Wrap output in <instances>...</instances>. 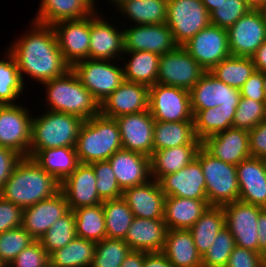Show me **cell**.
I'll return each instance as SVG.
<instances>
[{"label": "cell", "mask_w": 266, "mask_h": 267, "mask_svg": "<svg viewBox=\"0 0 266 267\" xmlns=\"http://www.w3.org/2000/svg\"><path fill=\"white\" fill-rule=\"evenodd\" d=\"M29 28L31 29L16 38L11 47H8V51L14 56L23 82L25 79L23 75L26 74L42 84L64 75L71 69L58 47L52 26L33 21Z\"/></svg>", "instance_id": "obj_1"}, {"label": "cell", "mask_w": 266, "mask_h": 267, "mask_svg": "<svg viewBox=\"0 0 266 267\" xmlns=\"http://www.w3.org/2000/svg\"><path fill=\"white\" fill-rule=\"evenodd\" d=\"M59 191L60 182L33 158L22 157L0 190V196L25 209L51 198Z\"/></svg>", "instance_id": "obj_2"}, {"label": "cell", "mask_w": 266, "mask_h": 267, "mask_svg": "<svg viewBox=\"0 0 266 267\" xmlns=\"http://www.w3.org/2000/svg\"><path fill=\"white\" fill-rule=\"evenodd\" d=\"M46 87L47 110L63 112L88 120L100 113V104L69 69L64 75L42 83ZM50 107V108H49Z\"/></svg>", "instance_id": "obj_3"}, {"label": "cell", "mask_w": 266, "mask_h": 267, "mask_svg": "<svg viewBox=\"0 0 266 267\" xmlns=\"http://www.w3.org/2000/svg\"><path fill=\"white\" fill-rule=\"evenodd\" d=\"M75 148L80 163L91 164L108 160L122 149L121 135L115 118L99 113L83 121Z\"/></svg>", "instance_id": "obj_4"}, {"label": "cell", "mask_w": 266, "mask_h": 267, "mask_svg": "<svg viewBox=\"0 0 266 267\" xmlns=\"http://www.w3.org/2000/svg\"><path fill=\"white\" fill-rule=\"evenodd\" d=\"M41 114L32 117L30 158L39 150L76 146L79 129L84 120L78 116L57 111L44 110Z\"/></svg>", "instance_id": "obj_5"}, {"label": "cell", "mask_w": 266, "mask_h": 267, "mask_svg": "<svg viewBox=\"0 0 266 267\" xmlns=\"http://www.w3.org/2000/svg\"><path fill=\"white\" fill-rule=\"evenodd\" d=\"M206 181V195L210 206H224L239 200L236 165L226 163L201 146L196 154Z\"/></svg>", "instance_id": "obj_6"}, {"label": "cell", "mask_w": 266, "mask_h": 267, "mask_svg": "<svg viewBox=\"0 0 266 267\" xmlns=\"http://www.w3.org/2000/svg\"><path fill=\"white\" fill-rule=\"evenodd\" d=\"M114 63V60L88 58L71 67L100 105L125 81L123 66Z\"/></svg>", "instance_id": "obj_7"}, {"label": "cell", "mask_w": 266, "mask_h": 267, "mask_svg": "<svg viewBox=\"0 0 266 267\" xmlns=\"http://www.w3.org/2000/svg\"><path fill=\"white\" fill-rule=\"evenodd\" d=\"M166 24L175 43L183 46L210 24V14L201 0H168Z\"/></svg>", "instance_id": "obj_8"}, {"label": "cell", "mask_w": 266, "mask_h": 267, "mask_svg": "<svg viewBox=\"0 0 266 267\" xmlns=\"http://www.w3.org/2000/svg\"><path fill=\"white\" fill-rule=\"evenodd\" d=\"M148 110L155 121H193L189 90L180 87L150 86Z\"/></svg>", "instance_id": "obj_9"}, {"label": "cell", "mask_w": 266, "mask_h": 267, "mask_svg": "<svg viewBox=\"0 0 266 267\" xmlns=\"http://www.w3.org/2000/svg\"><path fill=\"white\" fill-rule=\"evenodd\" d=\"M206 72L183 46H177L160 56L157 83L190 91Z\"/></svg>", "instance_id": "obj_10"}, {"label": "cell", "mask_w": 266, "mask_h": 267, "mask_svg": "<svg viewBox=\"0 0 266 267\" xmlns=\"http://www.w3.org/2000/svg\"><path fill=\"white\" fill-rule=\"evenodd\" d=\"M28 107L0 105V146L29 157L32 115Z\"/></svg>", "instance_id": "obj_11"}, {"label": "cell", "mask_w": 266, "mask_h": 267, "mask_svg": "<svg viewBox=\"0 0 266 267\" xmlns=\"http://www.w3.org/2000/svg\"><path fill=\"white\" fill-rule=\"evenodd\" d=\"M230 54L251 57L266 41V19L262 9H251L227 29Z\"/></svg>", "instance_id": "obj_12"}, {"label": "cell", "mask_w": 266, "mask_h": 267, "mask_svg": "<svg viewBox=\"0 0 266 267\" xmlns=\"http://www.w3.org/2000/svg\"><path fill=\"white\" fill-rule=\"evenodd\" d=\"M222 208L225 213V226L234 237L235 244L259 252L257 222L264 208L241 200L225 204Z\"/></svg>", "instance_id": "obj_13"}, {"label": "cell", "mask_w": 266, "mask_h": 267, "mask_svg": "<svg viewBox=\"0 0 266 267\" xmlns=\"http://www.w3.org/2000/svg\"><path fill=\"white\" fill-rule=\"evenodd\" d=\"M183 47L206 71H210L215 65L231 55L227 29L211 23L192 37Z\"/></svg>", "instance_id": "obj_14"}, {"label": "cell", "mask_w": 266, "mask_h": 267, "mask_svg": "<svg viewBox=\"0 0 266 267\" xmlns=\"http://www.w3.org/2000/svg\"><path fill=\"white\" fill-rule=\"evenodd\" d=\"M131 25L123 29L124 52L148 51L161 56L178 46L166 23Z\"/></svg>", "instance_id": "obj_15"}, {"label": "cell", "mask_w": 266, "mask_h": 267, "mask_svg": "<svg viewBox=\"0 0 266 267\" xmlns=\"http://www.w3.org/2000/svg\"><path fill=\"white\" fill-rule=\"evenodd\" d=\"M52 27L63 58L71 67L76 62L89 58L90 15L57 22Z\"/></svg>", "instance_id": "obj_16"}, {"label": "cell", "mask_w": 266, "mask_h": 267, "mask_svg": "<svg viewBox=\"0 0 266 267\" xmlns=\"http://www.w3.org/2000/svg\"><path fill=\"white\" fill-rule=\"evenodd\" d=\"M190 103L193 115L199 110L217 106L237 107L240 90L226 85L209 71L190 89Z\"/></svg>", "instance_id": "obj_17"}, {"label": "cell", "mask_w": 266, "mask_h": 267, "mask_svg": "<svg viewBox=\"0 0 266 267\" xmlns=\"http://www.w3.org/2000/svg\"><path fill=\"white\" fill-rule=\"evenodd\" d=\"M107 20L98 11L90 14L89 59L115 61L124 56L123 29Z\"/></svg>", "instance_id": "obj_18"}, {"label": "cell", "mask_w": 266, "mask_h": 267, "mask_svg": "<svg viewBox=\"0 0 266 267\" xmlns=\"http://www.w3.org/2000/svg\"><path fill=\"white\" fill-rule=\"evenodd\" d=\"M115 120L119 127L122 148L151 157L154 152L153 129L155 120L150 111L123 115L116 117Z\"/></svg>", "instance_id": "obj_19"}, {"label": "cell", "mask_w": 266, "mask_h": 267, "mask_svg": "<svg viewBox=\"0 0 266 267\" xmlns=\"http://www.w3.org/2000/svg\"><path fill=\"white\" fill-rule=\"evenodd\" d=\"M149 87L124 81L100 105V113L109 118L136 114L148 110Z\"/></svg>", "instance_id": "obj_20"}, {"label": "cell", "mask_w": 266, "mask_h": 267, "mask_svg": "<svg viewBox=\"0 0 266 267\" xmlns=\"http://www.w3.org/2000/svg\"><path fill=\"white\" fill-rule=\"evenodd\" d=\"M64 193L60 190L51 198L23 209L22 227L39 240L55 221L69 211Z\"/></svg>", "instance_id": "obj_21"}, {"label": "cell", "mask_w": 266, "mask_h": 267, "mask_svg": "<svg viewBox=\"0 0 266 267\" xmlns=\"http://www.w3.org/2000/svg\"><path fill=\"white\" fill-rule=\"evenodd\" d=\"M165 196L207 199L206 181L197 158L179 171L158 180Z\"/></svg>", "instance_id": "obj_22"}, {"label": "cell", "mask_w": 266, "mask_h": 267, "mask_svg": "<svg viewBox=\"0 0 266 267\" xmlns=\"http://www.w3.org/2000/svg\"><path fill=\"white\" fill-rule=\"evenodd\" d=\"M97 178L90 164L80 163L78 167L60 184L69 209L103 203L96 188Z\"/></svg>", "instance_id": "obj_23"}, {"label": "cell", "mask_w": 266, "mask_h": 267, "mask_svg": "<svg viewBox=\"0 0 266 267\" xmlns=\"http://www.w3.org/2000/svg\"><path fill=\"white\" fill-rule=\"evenodd\" d=\"M202 146L215 158L232 165L251 157L249 133L244 129L231 127L208 136L202 141Z\"/></svg>", "instance_id": "obj_24"}, {"label": "cell", "mask_w": 266, "mask_h": 267, "mask_svg": "<svg viewBox=\"0 0 266 267\" xmlns=\"http://www.w3.org/2000/svg\"><path fill=\"white\" fill-rule=\"evenodd\" d=\"M108 161L122 190L152 179L151 158L147 155L122 148L115 152Z\"/></svg>", "instance_id": "obj_25"}, {"label": "cell", "mask_w": 266, "mask_h": 267, "mask_svg": "<svg viewBox=\"0 0 266 267\" xmlns=\"http://www.w3.org/2000/svg\"><path fill=\"white\" fill-rule=\"evenodd\" d=\"M236 169L239 200L266 208V159L249 157Z\"/></svg>", "instance_id": "obj_26"}, {"label": "cell", "mask_w": 266, "mask_h": 267, "mask_svg": "<svg viewBox=\"0 0 266 267\" xmlns=\"http://www.w3.org/2000/svg\"><path fill=\"white\" fill-rule=\"evenodd\" d=\"M165 197L158 181L153 178L146 183L124 189L122 193V198L134 217L146 219H163Z\"/></svg>", "instance_id": "obj_27"}, {"label": "cell", "mask_w": 266, "mask_h": 267, "mask_svg": "<svg viewBox=\"0 0 266 267\" xmlns=\"http://www.w3.org/2000/svg\"><path fill=\"white\" fill-rule=\"evenodd\" d=\"M167 227L163 219L134 217L124 241L132 251L162 252Z\"/></svg>", "instance_id": "obj_28"}, {"label": "cell", "mask_w": 266, "mask_h": 267, "mask_svg": "<svg viewBox=\"0 0 266 267\" xmlns=\"http://www.w3.org/2000/svg\"><path fill=\"white\" fill-rule=\"evenodd\" d=\"M96 0H41L33 21L52 26L65 20L81 19L98 11ZM95 3V4H94ZM96 9V10H95Z\"/></svg>", "instance_id": "obj_29"}, {"label": "cell", "mask_w": 266, "mask_h": 267, "mask_svg": "<svg viewBox=\"0 0 266 267\" xmlns=\"http://www.w3.org/2000/svg\"><path fill=\"white\" fill-rule=\"evenodd\" d=\"M209 206L207 199L166 196L163 220L167 229H190Z\"/></svg>", "instance_id": "obj_30"}, {"label": "cell", "mask_w": 266, "mask_h": 267, "mask_svg": "<svg viewBox=\"0 0 266 267\" xmlns=\"http://www.w3.org/2000/svg\"><path fill=\"white\" fill-rule=\"evenodd\" d=\"M162 253L175 267H202V256L189 229H167Z\"/></svg>", "instance_id": "obj_31"}, {"label": "cell", "mask_w": 266, "mask_h": 267, "mask_svg": "<svg viewBox=\"0 0 266 267\" xmlns=\"http://www.w3.org/2000/svg\"><path fill=\"white\" fill-rule=\"evenodd\" d=\"M182 145H202V142L196 137L193 121H155L154 151Z\"/></svg>", "instance_id": "obj_32"}, {"label": "cell", "mask_w": 266, "mask_h": 267, "mask_svg": "<svg viewBox=\"0 0 266 267\" xmlns=\"http://www.w3.org/2000/svg\"><path fill=\"white\" fill-rule=\"evenodd\" d=\"M202 145H182L154 151L151 158V176L158 181L161 177L175 173L187 166Z\"/></svg>", "instance_id": "obj_33"}, {"label": "cell", "mask_w": 266, "mask_h": 267, "mask_svg": "<svg viewBox=\"0 0 266 267\" xmlns=\"http://www.w3.org/2000/svg\"><path fill=\"white\" fill-rule=\"evenodd\" d=\"M36 163L60 184L80 164L75 147H57L39 150L33 157Z\"/></svg>", "instance_id": "obj_34"}, {"label": "cell", "mask_w": 266, "mask_h": 267, "mask_svg": "<svg viewBox=\"0 0 266 267\" xmlns=\"http://www.w3.org/2000/svg\"><path fill=\"white\" fill-rule=\"evenodd\" d=\"M130 58L124 59V78L126 81L141 83L148 87L157 83L160 55L148 51L124 52Z\"/></svg>", "instance_id": "obj_35"}, {"label": "cell", "mask_w": 266, "mask_h": 267, "mask_svg": "<svg viewBox=\"0 0 266 267\" xmlns=\"http://www.w3.org/2000/svg\"><path fill=\"white\" fill-rule=\"evenodd\" d=\"M96 242L76 236L65 247L49 255L51 267H91Z\"/></svg>", "instance_id": "obj_36"}, {"label": "cell", "mask_w": 266, "mask_h": 267, "mask_svg": "<svg viewBox=\"0 0 266 267\" xmlns=\"http://www.w3.org/2000/svg\"><path fill=\"white\" fill-rule=\"evenodd\" d=\"M168 0H127L118 6L122 16L134 25L166 23Z\"/></svg>", "instance_id": "obj_37"}, {"label": "cell", "mask_w": 266, "mask_h": 267, "mask_svg": "<svg viewBox=\"0 0 266 267\" xmlns=\"http://www.w3.org/2000/svg\"><path fill=\"white\" fill-rule=\"evenodd\" d=\"M223 227H225V213L222 206H209L189 229L201 256L209 250L215 237Z\"/></svg>", "instance_id": "obj_38"}, {"label": "cell", "mask_w": 266, "mask_h": 267, "mask_svg": "<svg viewBox=\"0 0 266 267\" xmlns=\"http://www.w3.org/2000/svg\"><path fill=\"white\" fill-rule=\"evenodd\" d=\"M237 107L217 106L199 110L193 115L194 131L201 142L208 136L232 127Z\"/></svg>", "instance_id": "obj_39"}, {"label": "cell", "mask_w": 266, "mask_h": 267, "mask_svg": "<svg viewBox=\"0 0 266 267\" xmlns=\"http://www.w3.org/2000/svg\"><path fill=\"white\" fill-rule=\"evenodd\" d=\"M209 72L226 85L240 90L248 78L256 72V68L251 57L230 55Z\"/></svg>", "instance_id": "obj_40"}, {"label": "cell", "mask_w": 266, "mask_h": 267, "mask_svg": "<svg viewBox=\"0 0 266 267\" xmlns=\"http://www.w3.org/2000/svg\"><path fill=\"white\" fill-rule=\"evenodd\" d=\"M102 207L105 217L106 238L124 240L134 219V214L126 201L122 197L103 200Z\"/></svg>", "instance_id": "obj_41"}, {"label": "cell", "mask_w": 266, "mask_h": 267, "mask_svg": "<svg viewBox=\"0 0 266 267\" xmlns=\"http://www.w3.org/2000/svg\"><path fill=\"white\" fill-rule=\"evenodd\" d=\"M76 235L94 242L106 238V225L102 204L85 206L73 210Z\"/></svg>", "instance_id": "obj_42"}, {"label": "cell", "mask_w": 266, "mask_h": 267, "mask_svg": "<svg viewBox=\"0 0 266 267\" xmlns=\"http://www.w3.org/2000/svg\"><path fill=\"white\" fill-rule=\"evenodd\" d=\"M5 52V57L0 60V105L16 104L15 100H18L25 90V82L14 56L8 49Z\"/></svg>", "instance_id": "obj_43"}, {"label": "cell", "mask_w": 266, "mask_h": 267, "mask_svg": "<svg viewBox=\"0 0 266 267\" xmlns=\"http://www.w3.org/2000/svg\"><path fill=\"white\" fill-rule=\"evenodd\" d=\"M76 236L74 212L73 210H69L65 215L55 221L38 241L50 255L53 251L65 247Z\"/></svg>", "instance_id": "obj_44"}, {"label": "cell", "mask_w": 266, "mask_h": 267, "mask_svg": "<svg viewBox=\"0 0 266 267\" xmlns=\"http://www.w3.org/2000/svg\"><path fill=\"white\" fill-rule=\"evenodd\" d=\"M131 251L122 239L104 238L96 242V250L91 267H120Z\"/></svg>", "instance_id": "obj_45"}, {"label": "cell", "mask_w": 266, "mask_h": 267, "mask_svg": "<svg viewBox=\"0 0 266 267\" xmlns=\"http://www.w3.org/2000/svg\"><path fill=\"white\" fill-rule=\"evenodd\" d=\"M212 243L202 256V267H226L230 254L236 246L234 237L225 226Z\"/></svg>", "instance_id": "obj_46"}, {"label": "cell", "mask_w": 266, "mask_h": 267, "mask_svg": "<svg viewBox=\"0 0 266 267\" xmlns=\"http://www.w3.org/2000/svg\"><path fill=\"white\" fill-rule=\"evenodd\" d=\"M35 239L22 227L0 233V260L8 266Z\"/></svg>", "instance_id": "obj_47"}, {"label": "cell", "mask_w": 266, "mask_h": 267, "mask_svg": "<svg viewBox=\"0 0 266 267\" xmlns=\"http://www.w3.org/2000/svg\"><path fill=\"white\" fill-rule=\"evenodd\" d=\"M264 119H266V102L241 97L232 127L249 131Z\"/></svg>", "instance_id": "obj_48"}, {"label": "cell", "mask_w": 266, "mask_h": 267, "mask_svg": "<svg viewBox=\"0 0 266 267\" xmlns=\"http://www.w3.org/2000/svg\"><path fill=\"white\" fill-rule=\"evenodd\" d=\"M97 178L96 188L102 200L118 199L122 197L123 190L120 188L113 169L108 160L97 161L90 164Z\"/></svg>", "instance_id": "obj_49"}, {"label": "cell", "mask_w": 266, "mask_h": 267, "mask_svg": "<svg viewBox=\"0 0 266 267\" xmlns=\"http://www.w3.org/2000/svg\"><path fill=\"white\" fill-rule=\"evenodd\" d=\"M252 8L245 0H223L210 13V23L228 29Z\"/></svg>", "instance_id": "obj_50"}, {"label": "cell", "mask_w": 266, "mask_h": 267, "mask_svg": "<svg viewBox=\"0 0 266 267\" xmlns=\"http://www.w3.org/2000/svg\"><path fill=\"white\" fill-rule=\"evenodd\" d=\"M49 254L38 240L24 248L7 267H48Z\"/></svg>", "instance_id": "obj_51"}, {"label": "cell", "mask_w": 266, "mask_h": 267, "mask_svg": "<svg viewBox=\"0 0 266 267\" xmlns=\"http://www.w3.org/2000/svg\"><path fill=\"white\" fill-rule=\"evenodd\" d=\"M23 209L0 196V233L22 226Z\"/></svg>", "instance_id": "obj_52"}, {"label": "cell", "mask_w": 266, "mask_h": 267, "mask_svg": "<svg viewBox=\"0 0 266 267\" xmlns=\"http://www.w3.org/2000/svg\"><path fill=\"white\" fill-rule=\"evenodd\" d=\"M226 267H262V254L236 245Z\"/></svg>", "instance_id": "obj_53"}, {"label": "cell", "mask_w": 266, "mask_h": 267, "mask_svg": "<svg viewBox=\"0 0 266 267\" xmlns=\"http://www.w3.org/2000/svg\"><path fill=\"white\" fill-rule=\"evenodd\" d=\"M248 133L251 157L266 159V119Z\"/></svg>", "instance_id": "obj_54"}, {"label": "cell", "mask_w": 266, "mask_h": 267, "mask_svg": "<svg viewBox=\"0 0 266 267\" xmlns=\"http://www.w3.org/2000/svg\"><path fill=\"white\" fill-rule=\"evenodd\" d=\"M241 97L250 98L259 102H266L264 93L263 72L256 71L240 89Z\"/></svg>", "instance_id": "obj_55"}, {"label": "cell", "mask_w": 266, "mask_h": 267, "mask_svg": "<svg viewBox=\"0 0 266 267\" xmlns=\"http://www.w3.org/2000/svg\"><path fill=\"white\" fill-rule=\"evenodd\" d=\"M22 156L17 152L0 146V190L10 178L12 171Z\"/></svg>", "instance_id": "obj_56"}, {"label": "cell", "mask_w": 266, "mask_h": 267, "mask_svg": "<svg viewBox=\"0 0 266 267\" xmlns=\"http://www.w3.org/2000/svg\"><path fill=\"white\" fill-rule=\"evenodd\" d=\"M143 267H175L162 252H145Z\"/></svg>", "instance_id": "obj_57"}, {"label": "cell", "mask_w": 266, "mask_h": 267, "mask_svg": "<svg viewBox=\"0 0 266 267\" xmlns=\"http://www.w3.org/2000/svg\"><path fill=\"white\" fill-rule=\"evenodd\" d=\"M258 240H259V253L266 252V208H264L259 216L257 222Z\"/></svg>", "instance_id": "obj_58"}, {"label": "cell", "mask_w": 266, "mask_h": 267, "mask_svg": "<svg viewBox=\"0 0 266 267\" xmlns=\"http://www.w3.org/2000/svg\"><path fill=\"white\" fill-rule=\"evenodd\" d=\"M253 64L255 65L256 71H266V41L256 50L251 56Z\"/></svg>", "instance_id": "obj_59"}, {"label": "cell", "mask_w": 266, "mask_h": 267, "mask_svg": "<svg viewBox=\"0 0 266 267\" xmlns=\"http://www.w3.org/2000/svg\"><path fill=\"white\" fill-rule=\"evenodd\" d=\"M145 252L130 251L120 267H143Z\"/></svg>", "instance_id": "obj_60"}, {"label": "cell", "mask_w": 266, "mask_h": 267, "mask_svg": "<svg viewBox=\"0 0 266 267\" xmlns=\"http://www.w3.org/2000/svg\"><path fill=\"white\" fill-rule=\"evenodd\" d=\"M201 2L210 14L214 9L218 7V5L223 2V0H201Z\"/></svg>", "instance_id": "obj_61"}, {"label": "cell", "mask_w": 266, "mask_h": 267, "mask_svg": "<svg viewBox=\"0 0 266 267\" xmlns=\"http://www.w3.org/2000/svg\"><path fill=\"white\" fill-rule=\"evenodd\" d=\"M252 9L266 8V0H245Z\"/></svg>", "instance_id": "obj_62"}, {"label": "cell", "mask_w": 266, "mask_h": 267, "mask_svg": "<svg viewBox=\"0 0 266 267\" xmlns=\"http://www.w3.org/2000/svg\"><path fill=\"white\" fill-rule=\"evenodd\" d=\"M111 3H113L114 6H116V8L118 6H120L123 2L127 1V0H110Z\"/></svg>", "instance_id": "obj_63"}, {"label": "cell", "mask_w": 266, "mask_h": 267, "mask_svg": "<svg viewBox=\"0 0 266 267\" xmlns=\"http://www.w3.org/2000/svg\"><path fill=\"white\" fill-rule=\"evenodd\" d=\"M264 93L266 97V71L263 72Z\"/></svg>", "instance_id": "obj_64"}, {"label": "cell", "mask_w": 266, "mask_h": 267, "mask_svg": "<svg viewBox=\"0 0 266 267\" xmlns=\"http://www.w3.org/2000/svg\"><path fill=\"white\" fill-rule=\"evenodd\" d=\"M262 267H266V252L262 254Z\"/></svg>", "instance_id": "obj_65"}, {"label": "cell", "mask_w": 266, "mask_h": 267, "mask_svg": "<svg viewBox=\"0 0 266 267\" xmlns=\"http://www.w3.org/2000/svg\"><path fill=\"white\" fill-rule=\"evenodd\" d=\"M0 267H7V266L0 260Z\"/></svg>", "instance_id": "obj_66"}, {"label": "cell", "mask_w": 266, "mask_h": 267, "mask_svg": "<svg viewBox=\"0 0 266 267\" xmlns=\"http://www.w3.org/2000/svg\"><path fill=\"white\" fill-rule=\"evenodd\" d=\"M262 11H263L265 19H266V8L262 9Z\"/></svg>", "instance_id": "obj_67"}]
</instances>
